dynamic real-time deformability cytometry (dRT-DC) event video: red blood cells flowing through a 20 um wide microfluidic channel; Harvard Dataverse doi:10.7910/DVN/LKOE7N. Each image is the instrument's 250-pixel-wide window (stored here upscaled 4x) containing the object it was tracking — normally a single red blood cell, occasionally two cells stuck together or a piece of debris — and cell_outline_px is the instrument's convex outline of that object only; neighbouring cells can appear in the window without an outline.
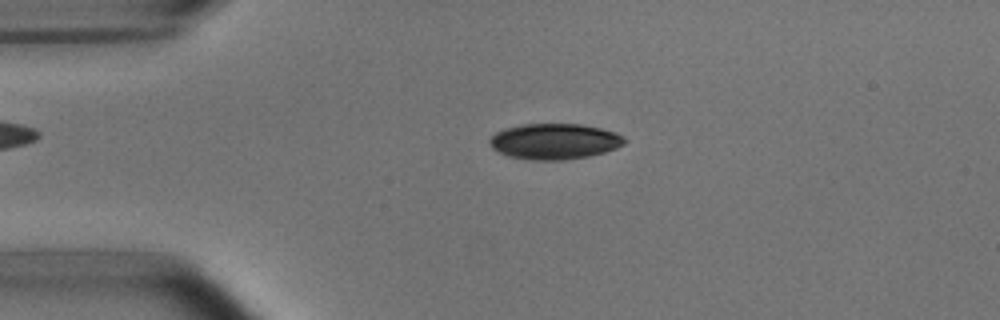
{"species": "common noctule bat (a hibernating species)", "species_latin": "Nyctalus noctula", "temperature_condition": "room temperature", "stored_images_in_passage": 40, "camera_frame_rate_fps": 3000, "um_per_image_px": 0.085, "animal": {"sex": "male", "body_mass_g": 15.6}, "frame": {"image": 1, "passage_image": 11, "time_ms": 3.333, "image_size_px": [1000, 320], "cell_outline_px": [[628, 140], [624, 144], [616, 148], [604, 152], [588, 156], [564, 160], [532, 160], [508, 156], [492, 148], [488, 140], [496, 132], [504, 128], [520, 124], [580, 124], [600, 128], [616, 132], [624, 136]], "centroid_in_image_um": [47.14, 12.01], "position_along_channel_um": 37.9, "area_um2": 28.21}}
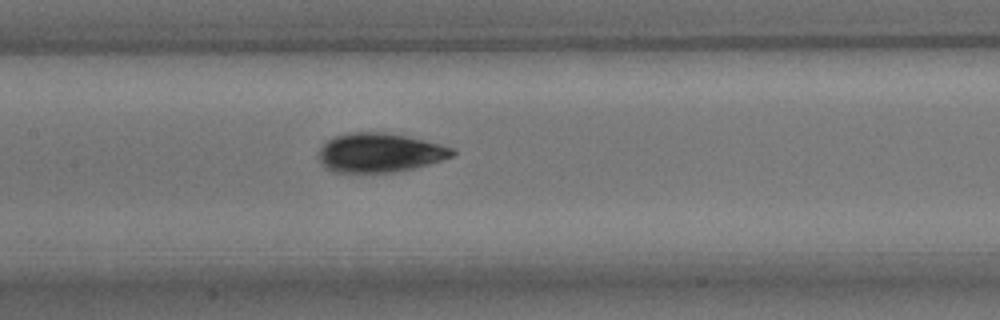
{"frame": {"image": 2, "passage_image": 24, "time_ms": 7.667, "image_size_px": [1000, 320], "cell_outline_px": [[456, 152], [452, 156], [428, 164], [396, 172], [332, 172], [324, 168], [320, 164], [320, 148], [332, 136], [348, 132], [384, 132], [404, 136], [440, 144], [452, 148]], "centroid_in_image_um": [32.22, 12.98], "position_along_channel_um": 175.2, "area_um2": 30.29}}
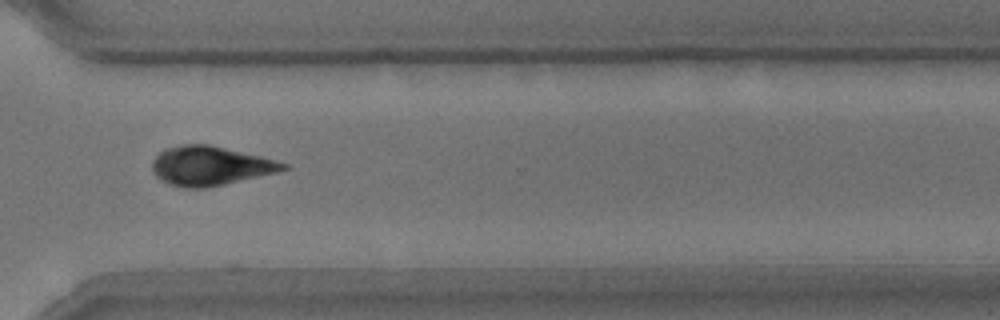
{"frame": {"image": 3, "passage_image": 38, "time_ms": 12.333, "image_size_px": [1000, 320], "cell_outline_px": [[288, 168], [276, 172], [224, 184], [204, 188], [184, 188], [160, 180], [152, 172], [152, 160], [164, 148], [184, 144], [208, 144], [260, 156], [288, 164]], "centroid_in_image_um": [17.81, 14.09], "position_along_channel_um": 352.8, "area_um2": 29.59}}